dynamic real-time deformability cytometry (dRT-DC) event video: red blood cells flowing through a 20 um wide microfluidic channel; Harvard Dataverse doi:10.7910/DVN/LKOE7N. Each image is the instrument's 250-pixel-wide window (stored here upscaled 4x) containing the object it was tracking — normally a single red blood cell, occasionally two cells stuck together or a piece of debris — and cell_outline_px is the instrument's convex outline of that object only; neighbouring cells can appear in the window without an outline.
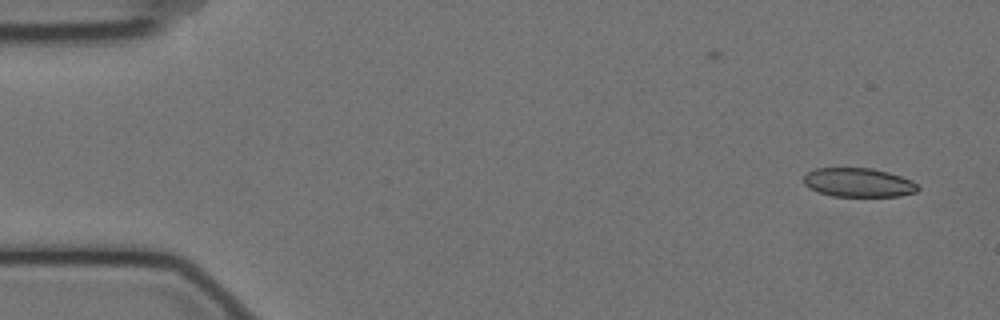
{"species": "Egyptian fruit bat (a non-hibernating species)", "species_latin": "Rousettus aegyptiacus", "temperature_condition": "cold", "stored_images_in_passage": 2, "camera_frame_rate_fps": 3000, "um_per_image_px": 0.085, "animal": {"sex": "female"}, "frame": {"image": 1, "passage_image": 2, "time_ms": 0.333, "image_size_px": [1000, 320], "cell_outline_px": [[920, 188], [916, 192], [900, 196], [832, 196], [808, 188], [804, 184], [804, 176], [808, 172], [816, 168], [872, 168], [888, 172], [912, 180]], "centroid_in_image_um": [72.97, 15.51], "position_along_channel_um": 12.0, "area_um2": 19.25}}